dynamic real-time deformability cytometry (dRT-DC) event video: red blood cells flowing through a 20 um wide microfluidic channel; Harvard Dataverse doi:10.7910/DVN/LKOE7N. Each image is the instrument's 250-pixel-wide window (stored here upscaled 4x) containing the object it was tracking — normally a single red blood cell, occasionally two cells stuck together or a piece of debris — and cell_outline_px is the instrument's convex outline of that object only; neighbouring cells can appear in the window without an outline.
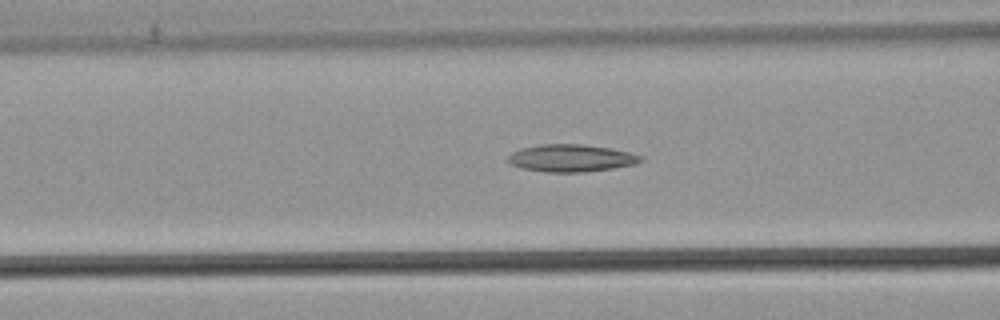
{"species": "common noctule bat (a hibernating species)", "species_latin": "Nyctalus noctula", "temperature_condition": "warm", "stored_images_in_passage": 30, "camera_frame_rate_fps": 3000, "um_per_image_px": 0.085, "animal": {"sex": "male", "body_mass_g": 21.5, "forearm_length_mm": 52.0}, "frame": {"image": 1, "passage_image": 8, "time_ms": 2.333, "image_size_px": [1000, 320], "cell_outline_px": [[644, 160], [636, 164], [612, 168], [584, 172], [548, 172], [520, 168], [508, 164], [508, 156], [512, 152], [520, 148], [540, 144], [580, 144], [612, 148], [644, 156]], "centroid_in_image_um": [48.54, 13.44], "position_along_channel_um": 118.1, "area_um2": 21.33}}
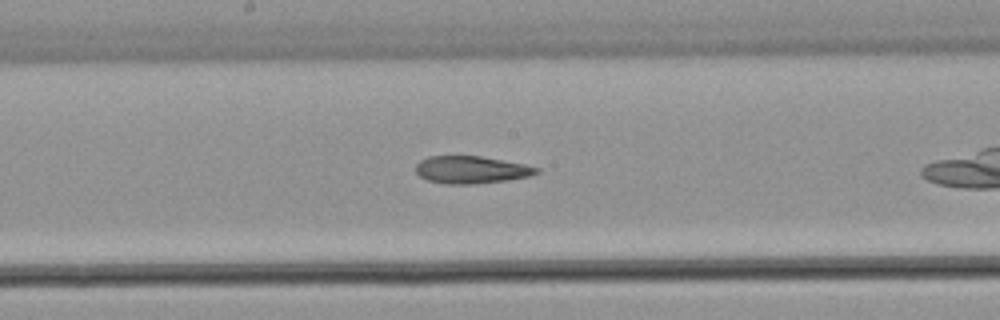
{"frame": {"image": 2, "passage_image": 15, "time_ms": 4.667, "image_size_px": [1000, 320], "cell_outline_px": [[540, 172], [532, 176], [508, 180], [476, 184], [444, 184], [428, 180], [420, 176], [416, 172], [416, 164], [420, 160], [428, 156], [480, 156], [524, 164], [540, 168]], "centroid_in_image_um": [40.07, 14.43], "position_along_channel_um": 208.1, "area_um2": 19.42}}
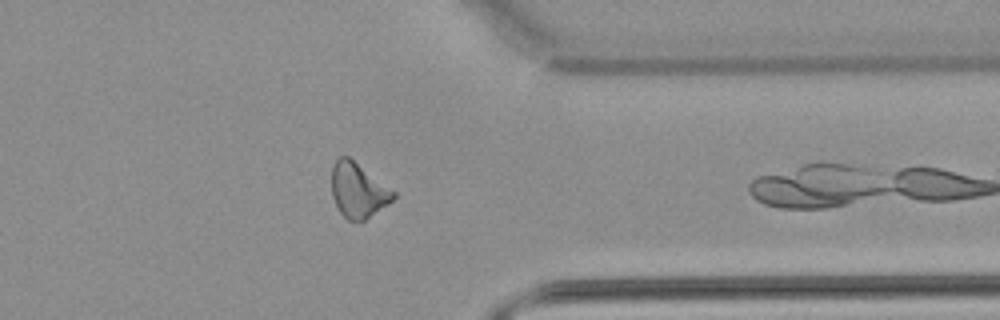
{"frame": {"image": 3, "passage_image": 29, "time_ms": 9.333, "image_size_px": [1000, 320], "cell_outline_px": [[396, 196], [388, 204], [360, 224], [348, 220], [340, 212], [332, 196], [332, 164], [340, 156], [348, 156], [396, 192]], "centroid_in_image_um": [30.44, 16.2], "position_along_channel_um": 381.0, "area_um2": 19.77}}